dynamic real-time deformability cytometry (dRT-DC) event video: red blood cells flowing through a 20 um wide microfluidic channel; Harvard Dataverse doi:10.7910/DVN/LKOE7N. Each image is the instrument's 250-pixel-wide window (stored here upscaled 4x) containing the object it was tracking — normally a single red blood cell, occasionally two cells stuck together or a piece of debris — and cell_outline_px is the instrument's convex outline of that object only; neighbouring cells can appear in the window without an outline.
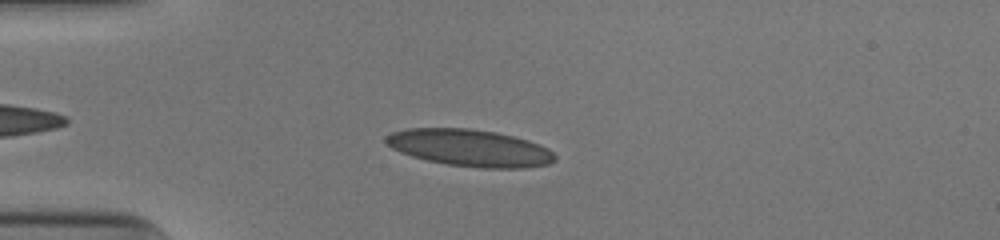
{"species": "human", "species_latin": "Homo sapiens", "temperature_condition": "cold", "stored_images_in_passage": 43, "camera_frame_rate_fps": 3000, "um_per_image_px": 0.085, "donor": {"sex": "male"}, "frame": {"image": 1, "passage_image": 5, "time_ms": 1.333, "image_size_px": [1000, 240], "cell_outline_px": [[556, 160], [548, 164], [524, 168], [480, 168], [448, 164], [428, 160], [412, 156], [400, 152], [392, 148], [384, 140], [384, 136], [392, 132], [408, 128], [472, 128], [496, 132], [528, 140], [540, 144], [548, 148], [556, 156]], "centroid_in_image_um": [39.94, 12.56], "position_along_channel_um": 45.1, "area_um2": 36.47}}
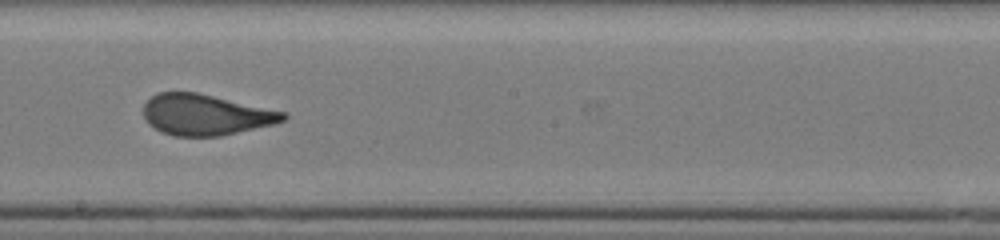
{"frame": {"image": 2, "passage_image": 21, "time_ms": 6.667, "image_size_px": [1000, 240], "cell_outline_px": [[288, 116], [284, 120], [272, 124], [220, 136], [172, 136], [160, 132], [148, 124], [144, 116], [144, 104], [156, 92], [196, 92], [288, 112]], "centroid_in_image_um": [17.46, 9.75], "position_along_channel_um": 230.7, "area_um2": 33.29}}
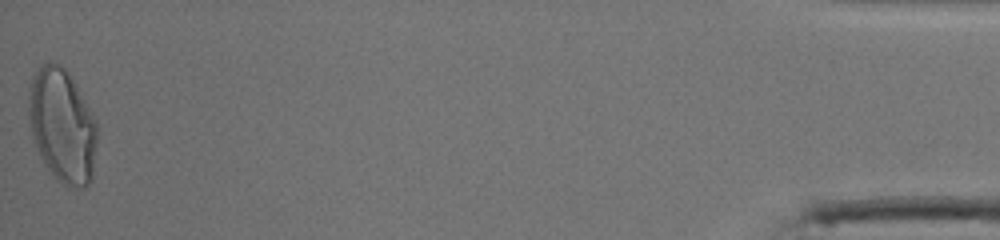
{"frame": {"image": 3, "passage_image": 43, "time_ms": 14.0, "image_size_px": [1000, 240], "cell_outline_px": [[96, 140], [92, 180], [84, 188], [68, 188], [56, 180], [44, 164], [40, 156], [32, 136], [28, 120], [28, 108], [32, 76], [44, 64], [60, 64], [68, 72], [96, 120]], "centroid_in_image_um": [5.29, 10.75], "position_along_channel_um": 429.9, "area_um2": 45.14}, "authors_computed_cell_mechanics": {"area_um2": 34.4488, "velocity_mm_per_s": 3.9474, "shape_relaxation_time_tau1_ms": 7.0153, "shape_relaxation_time_tau2_ms": null, "deformation_change_tau1": 0.2224, "deformation_change_tau2": null}}